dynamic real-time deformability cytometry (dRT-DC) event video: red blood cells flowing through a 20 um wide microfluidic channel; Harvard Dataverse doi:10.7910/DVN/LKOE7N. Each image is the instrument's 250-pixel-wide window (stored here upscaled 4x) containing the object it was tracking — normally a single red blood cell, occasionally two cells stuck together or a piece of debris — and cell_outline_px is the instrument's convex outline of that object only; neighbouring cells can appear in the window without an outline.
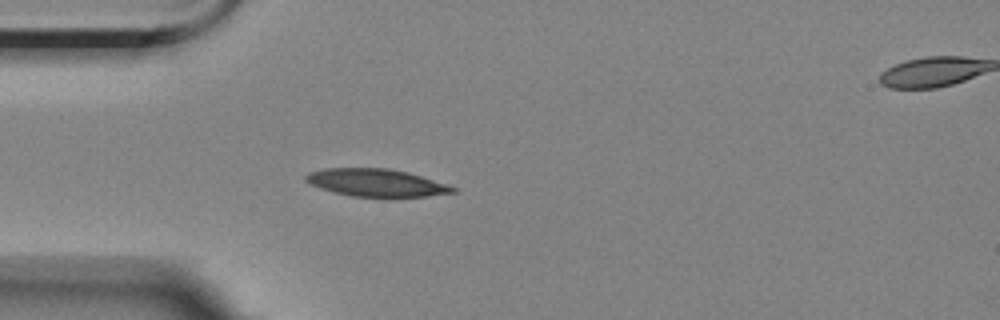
{"species": "Egyptian fruit bat (a non-hibernating species)", "species_latin": "Rousettus aegyptiacus", "temperature_condition": "room temperature", "stored_images_in_passage": 6, "segment_of_instrument_passage": [1, 2], "camera_frame_rate_fps": 3000, "um_per_image_px": 0.085, "animal": {"sex": "female"}, "frame": {"image": 1, "passage_image": 5, "time_ms": 4.667, "image_size_px": [1000, 320], "cell_outline_px": [[456, 192], [428, 196], [352, 196], [332, 192], [308, 184], [304, 180], [304, 176], [308, 172], [324, 168], [388, 168], [408, 172], [448, 184], [456, 188]], "centroid_in_image_um": [31.93, 15.52], "position_along_channel_um": 53.1, "area_um2": 23.64}}